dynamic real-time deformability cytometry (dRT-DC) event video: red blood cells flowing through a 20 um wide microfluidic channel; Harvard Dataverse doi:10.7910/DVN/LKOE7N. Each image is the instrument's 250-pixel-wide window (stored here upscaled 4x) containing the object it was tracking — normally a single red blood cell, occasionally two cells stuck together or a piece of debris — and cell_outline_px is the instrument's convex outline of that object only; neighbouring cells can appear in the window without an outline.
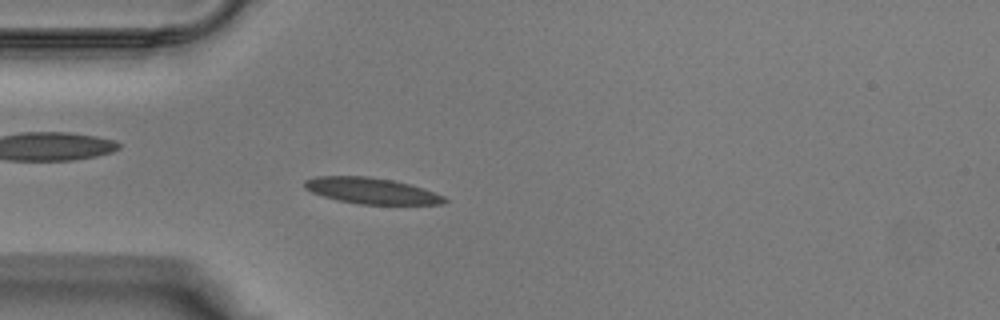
{"species": "Egyptian fruit bat (a non-hibernating species)", "species_latin": "Rousettus aegyptiacus", "temperature_condition": "warm", "stored_images_in_passage": 12, "camera_frame_rate_fps": 3000, "um_per_image_px": 0.085, "animal": {"sex": "male"}, "frame": {"image": 1, "passage_image": 7, "time_ms": 2.0, "image_size_px": [1000, 320], "cell_outline_px": [[448, 200], [440, 204], [360, 204], [340, 200], [324, 196], [312, 192], [304, 188], [304, 180], [316, 176], [368, 176], [392, 180], [424, 188], [444, 196]], "centroid_in_image_um": [31.56, 16.21], "position_along_channel_um": 53.4, "area_um2": 21.04}}
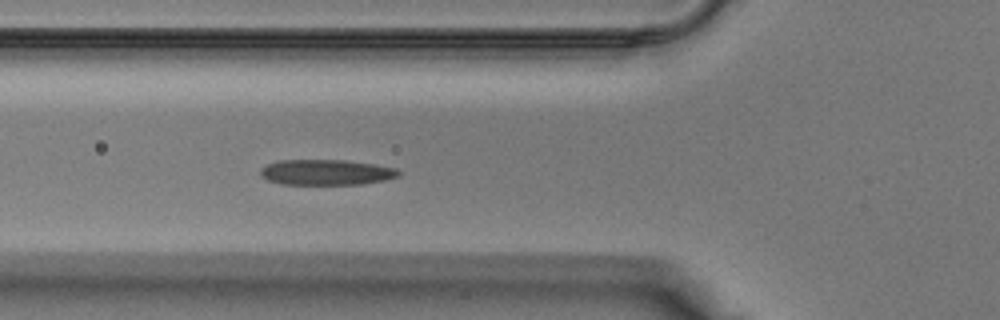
{"frame": {"image": 2, "passage_image": 10, "time_ms": 3.0, "image_size_px": [1000, 320], "cell_outline_px": [[400, 176], [384, 180], [364, 184], [280, 184], [268, 180], [260, 176], [260, 168], [276, 160], [344, 160], [376, 164], [396, 168], [400, 172]], "centroid_in_image_um": [27.72, 14.64], "position_along_channel_um": 98.1, "area_um2": 20.69}}